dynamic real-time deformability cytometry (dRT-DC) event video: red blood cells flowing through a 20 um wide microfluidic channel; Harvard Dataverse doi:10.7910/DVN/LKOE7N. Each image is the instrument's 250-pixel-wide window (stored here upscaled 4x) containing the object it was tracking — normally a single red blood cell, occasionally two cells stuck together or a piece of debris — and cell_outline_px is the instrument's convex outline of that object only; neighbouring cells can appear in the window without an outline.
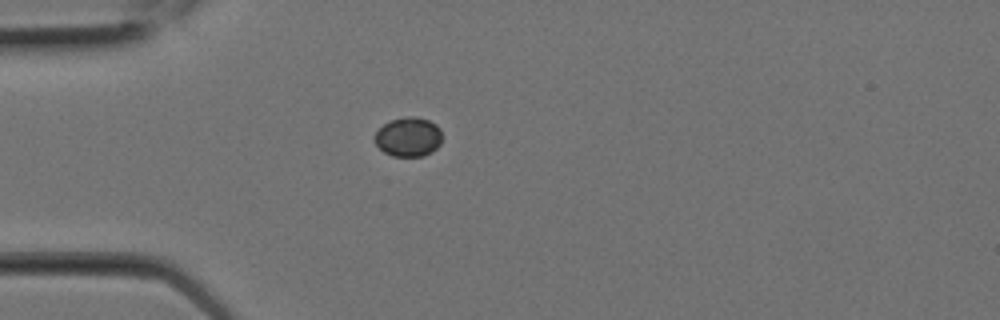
{"species": "Egyptian fruit bat (a non-hibernating species)", "species_latin": "Rousettus aegyptiacus", "temperature_condition": "room temperature", "stored_images_in_passage": 4, "camera_frame_rate_fps": 3000, "um_per_image_px": 0.085, "animal": {"sex": "female"}, "frame": {"image": 1, "passage_image": 1, "time_ms": 0.0, "image_size_px": [1000, 320], "cell_outline_px": [[440, 144], [432, 152], [424, 156], [392, 156], [384, 152], [372, 140], [376, 132], [384, 124], [392, 120], [408, 116], [416, 116], [428, 120], [436, 124], [440, 128]], "centroid_in_image_um": [34.7, 11.64], "position_along_channel_um": 50.3, "area_um2": 15.43}}
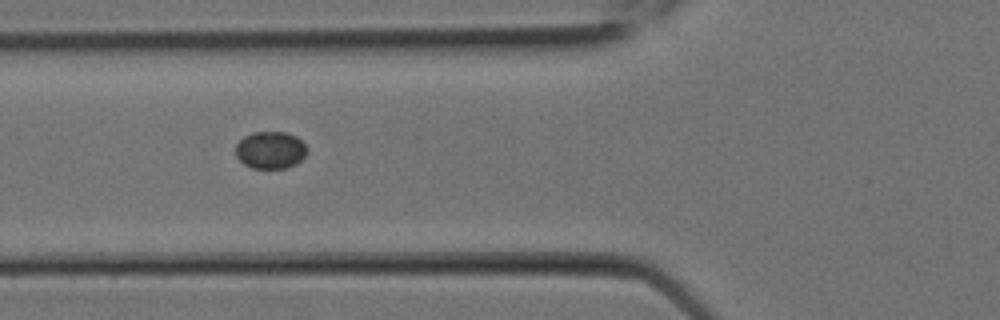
{"frame": {"image": 2, "passage_image": 3, "time_ms": 0.667, "image_size_px": [1000, 320], "cell_outline_px": [[308, 152], [296, 164], [284, 168], [252, 168], [244, 164], [236, 156], [236, 144], [244, 136], [252, 132], [288, 132], [296, 136], [308, 148]], "centroid_in_image_um": [22.99, 12.74], "position_along_channel_um": 102.8, "area_um2": 15.55}}
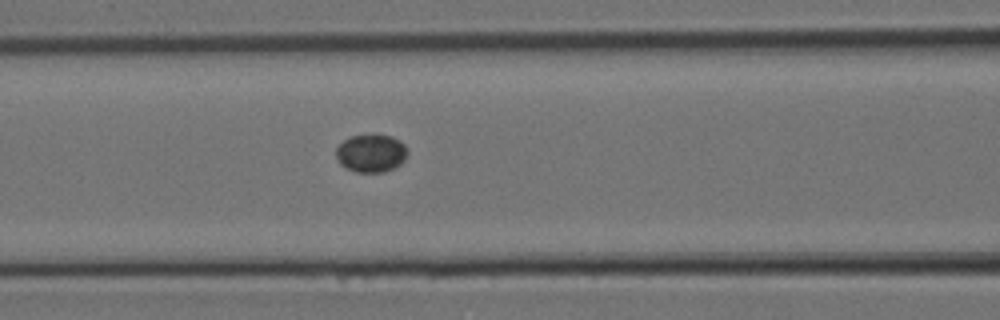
{"frame": {"image": 3, "passage_image": 4, "time_ms": 1.0, "image_size_px": [1000, 320], "cell_outline_px": [[408, 152], [404, 160], [400, 164], [384, 172], [356, 172], [344, 168], [340, 164], [336, 156], [336, 148], [344, 140], [352, 136], [372, 132], [392, 136], [400, 140], [408, 148]], "centroid_in_image_um": [31.55, 12.99], "position_along_channel_um": 135.1, "area_um2": 16.24}}